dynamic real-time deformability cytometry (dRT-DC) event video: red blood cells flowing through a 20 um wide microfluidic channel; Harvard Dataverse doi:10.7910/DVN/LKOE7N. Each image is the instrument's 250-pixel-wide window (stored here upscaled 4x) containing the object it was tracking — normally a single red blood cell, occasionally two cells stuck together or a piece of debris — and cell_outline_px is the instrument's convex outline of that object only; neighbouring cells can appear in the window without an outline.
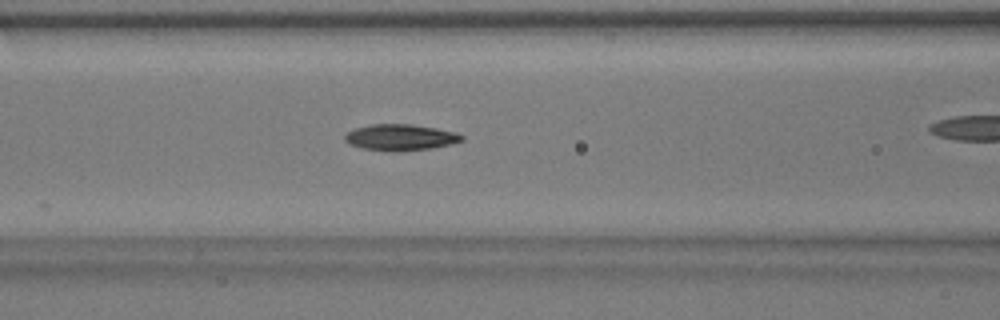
{"species": "common noctule bat (a hibernating species)", "species_latin": "Nyctalus noctula", "temperature_condition": "warm", "stored_images_in_passage": 29, "camera_frame_rate_fps": 3000, "um_per_image_px": 0.085, "animal": {"sex": "male", "body_mass_g": 17.9}, "frame": {"image": 1, "passage_image": 9, "time_ms": 2.667, "image_size_px": [1000, 320], "cell_outline_px": [[464, 140], [452, 144], [432, 148], [404, 152], [396, 152], [360, 148], [348, 144], [344, 140], [344, 136], [348, 132], [356, 128], [372, 124], [412, 124], [436, 128], [456, 132], [464, 136]], "centroid_in_image_um": [34.05, 11.69], "position_along_channel_um": 132.6, "area_um2": 18.15}}